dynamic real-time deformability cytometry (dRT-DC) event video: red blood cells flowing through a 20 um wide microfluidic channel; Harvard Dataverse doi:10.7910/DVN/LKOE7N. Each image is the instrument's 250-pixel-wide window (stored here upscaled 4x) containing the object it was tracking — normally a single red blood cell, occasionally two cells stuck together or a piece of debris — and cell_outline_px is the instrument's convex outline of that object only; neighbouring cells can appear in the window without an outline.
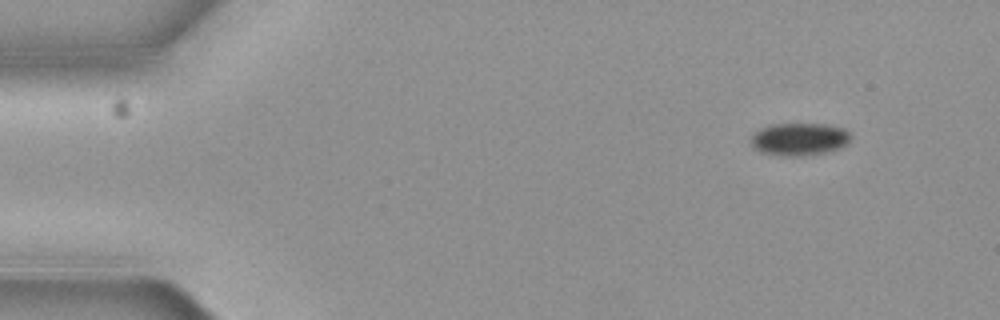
{"species": "common noctule bat (a hibernating species)", "species_latin": "Nyctalus noctula", "temperature_condition": "cold", "stored_images_in_passage": 4, "camera_frame_rate_fps": 3000, "um_per_image_px": 0.085, "animal": {"sex": "female", "body_mass_g": 19.3, "forearm_length_mm": 54.1}, "frame": {"image": 1, "passage_image": 1, "time_ms": 0.0, "image_size_px": [1000, 320], "cell_outline_px": [[852, 136], [848, 144], [840, 148], [824, 152], [800, 156], [780, 156], [764, 152], [756, 148], [752, 144], [752, 136], [760, 128], [768, 124], [824, 124], [844, 128]], "centroid_in_image_um": [67.98, 11.82], "position_along_channel_um": 17.0, "area_um2": 18.84}}
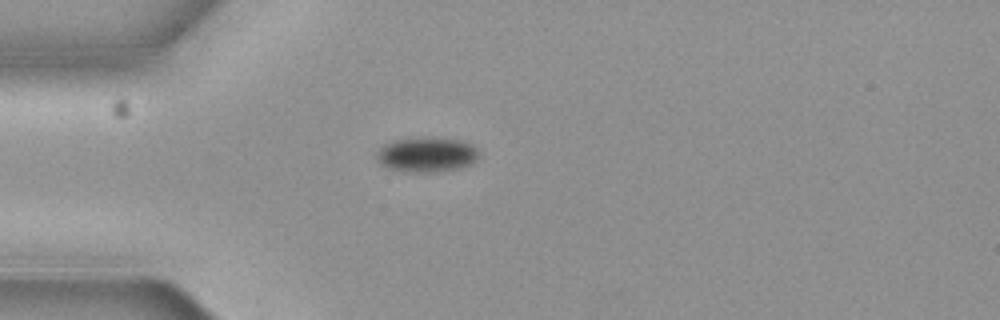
{"frame": {"image": 2, "passage_image": 4, "time_ms": 1.0, "image_size_px": [1000, 320], "cell_outline_px": [[476, 160], [468, 164], [456, 168], [432, 172], [412, 172], [388, 168], [380, 160], [380, 148], [384, 144], [396, 140], [460, 140], [472, 144], [476, 148]], "centroid_in_image_um": [36.3, 13.18], "position_along_channel_um": 48.7, "area_um2": 19.25}}